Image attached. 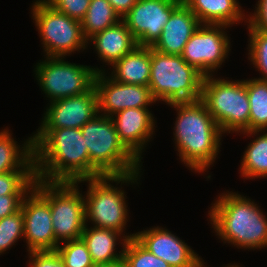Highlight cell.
Segmentation results:
<instances>
[{
    "instance_id": "13",
    "label": "cell",
    "mask_w": 267,
    "mask_h": 267,
    "mask_svg": "<svg viewBox=\"0 0 267 267\" xmlns=\"http://www.w3.org/2000/svg\"><path fill=\"white\" fill-rule=\"evenodd\" d=\"M94 87L98 96V114L107 117L128 108H148L157 102L148 86L120 83L105 72L96 73Z\"/></svg>"
},
{
    "instance_id": "5",
    "label": "cell",
    "mask_w": 267,
    "mask_h": 267,
    "mask_svg": "<svg viewBox=\"0 0 267 267\" xmlns=\"http://www.w3.org/2000/svg\"><path fill=\"white\" fill-rule=\"evenodd\" d=\"M203 79L204 75L181 55L164 54L151 47L148 87L156 101L170 104L200 100Z\"/></svg>"
},
{
    "instance_id": "22",
    "label": "cell",
    "mask_w": 267,
    "mask_h": 267,
    "mask_svg": "<svg viewBox=\"0 0 267 267\" xmlns=\"http://www.w3.org/2000/svg\"><path fill=\"white\" fill-rule=\"evenodd\" d=\"M109 75L114 81L149 86L151 75V47L137 46L113 65Z\"/></svg>"
},
{
    "instance_id": "28",
    "label": "cell",
    "mask_w": 267,
    "mask_h": 267,
    "mask_svg": "<svg viewBox=\"0 0 267 267\" xmlns=\"http://www.w3.org/2000/svg\"><path fill=\"white\" fill-rule=\"evenodd\" d=\"M249 31V53L248 60L252 62L253 67L260 71L262 77L257 79L267 82V32L247 28Z\"/></svg>"
},
{
    "instance_id": "26",
    "label": "cell",
    "mask_w": 267,
    "mask_h": 267,
    "mask_svg": "<svg viewBox=\"0 0 267 267\" xmlns=\"http://www.w3.org/2000/svg\"><path fill=\"white\" fill-rule=\"evenodd\" d=\"M250 103L249 131L267 130V82L245 80Z\"/></svg>"
},
{
    "instance_id": "35",
    "label": "cell",
    "mask_w": 267,
    "mask_h": 267,
    "mask_svg": "<svg viewBox=\"0 0 267 267\" xmlns=\"http://www.w3.org/2000/svg\"><path fill=\"white\" fill-rule=\"evenodd\" d=\"M26 194H9L0 196V219L16 213Z\"/></svg>"
},
{
    "instance_id": "3",
    "label": "cell",
    "mask_w": 267,
    "mask_h": 267,
    "mask_svg": "<svg viewBox=\"0 0 267 267\" xmlns=\"http://www.w3.org/2000/svg\"><path fill=\"white\" fill-rule=\"evenodd\" d=\"M211 205L208 218L223 243L238 249L267 248V217L254 200L226 191Z\"/></svg>"
},
{
    "instance_id": "27",
    "label": "cell",
    "mask_w": 267,
    "mask_h": 267,
    "mask_svg": "<svg viewBox=\"0 0 267 267\" xmlns=\"http://www.w3.org/2000/svg\"><path fill=\"white\" fill-rule=\"evenodd\" d=\"M60 244L56 248V251L62 258L65 267L95 266L92 262L87 245L82 238L65 241Z\"/></svg>"
},
{
    "instance_id": "33",
    "label": "cell",
    "mask_w": 267,
    "mask_h": 267,
    "mask_svg": "<svg viewBox=\"0 0 267 267\" xmlns=\"http://www.w3.org/2000/svg\"><path fill=\"white\" fill-rule=\"evenodd\" d=\"M29 267H65L57 251H32L28 252Z\"/></svg>"
},
{
    "instance_id": "6",
    "label": "cell",
    "mask_w": 267,
    "mask_h": 267,
    "mask_svg": "<svg viewBox=\"0 0 267 267\" xmlns=\"http://www.w3.org/2000/svg\"><path fill=\"white\" fill-rule=\"evenodd\" d=\"M140 173H130L120 176H100L78 181L88 183L85 199L86 224L92 222L93 227L116 230L123 234L128 219L126 195L118 184H139ZM139 177V178H138ZM113 182L117 185H113ZM115 186V187H114ZM125 228V230H124Z\"/></svg>"
},
{
    "instance_id": "2",
    "label": "cell",
    "mask_w": 267,
    "mask_h": 267,
    "mask_svg": "<svg viewBox=\"0 0 267 267\" xmlns=\"http://www.w3.org/2000/svg\"><path fill=\"white\" fill-rule=\"evenodd\" d=\"M167 105L177 111L173 139L179 159L192 172H206L221 147L223 133L218 124L201 100Z\"/></svg>"
},
{
    "instance_id": "17",
    "label": "cell",
    "mask_w": 267,
    "mask_h": 267,
    "mask_svg": "<svg viewBox=\"0 0 267 267\" xmlns=\"http://www.w3.org/2000/svg\"><path fill=\"white\" fill-rule=\"evenodd\" d=\"M111 119L119 140L141 162L143 149L155 133L151 111L148 108H128L117 112Z\"/></svg>"
},
{
    "instance_id": "31",
    "label": "cell",
    "mask_w": 267,
    "mask_h": 267,
    "mask_svg": "<svg viewBox=\"0 0 267 267\" xmlns=\"http://www.w3.org/2000/svg\"><path fill=\"white\" fill-rule=\"evenodd\" d=\"M36 180L35 171H10L0 174V196L27 194Z\"/></svg>"
},
{
    "instance_id": "19",
    "label": "cell",
    "mask_w": 267,
    "mask_h": 267,
    "mask_svg": "<svg viewBox=\"0 0 267 267\" xmlns=\"http://www.w3.org/2000/svg\"><path fill=\"white\" fill-rule=\"evenodd\" d=\"M89 42L93 43L100 60L111 66L137 47L136 40L123 20L93 35L87 40V44Z\"/></svg>"
},
{
    "instance_id": "15",
    "label": "cell",
    "mask_w": 267,
    "mask_h": 267,
    "mask_svg": "<svg viewBox=\"0 0 267 267\" xmlns=\"http://www.w3.org/2000/svg\"><path fill=\"white\" fill-rule=\"evenodd\" d=\"M38 129L81 128L98 114L94 85L85 93L51 101Z\"/></svg>"
},
{
    "instance_id": "14",
    "label": "cell",
    "mask_w": 267,
    "mask_h": 267,
    "mask_svg": "<svg viewBox=\"0 0 267 267\" xmlns=\"http://www.w3.org/2000/svg\"><path fill=\"white\" fill-rule=\"evenodd\" d=\"M24 239L27 251H55L56 241L49 202L33 187L23 198Z\"/></svg>"
},
{
    "instance_id": "1",
    "label": "cell",
    "mask_w": 267,
    "mask_h": 267,
    "mask_svg": "<svg viewBox=\"0 0 267 267\" xmlns=\"http://www.w3.org/2000/svg\"><path fill=\"white\" fill-rule=\"evenodd\" d=\"M35 133L36 179L49 182L89 179V153L80 128L37 129Z\"/></svg>"
},
{
    "instance_id": "37",
    "label": "cell",
    "mask_w": 267,
    "mask_h": 267,
    "mask_svg": "<svg viewBox=\"0 0 267 267\" xmlns=\"http://www.w3.org/2000/svg\"><path fill=\"white\" fill-rule=\"evenodd\" d=\"M94 267H129V266L127 264V261L124 258H121L115 262L95 265Z\"/></svg>"
},
{
    "instance_id": "4",
    "label": "cell",
    "mask_w": 267,
    "mask_h": 267,
    "mask_svg": "<svg viewBox=\"0 0 267 267\" xmlns=\"http://www.w3.org/2000/svg\"><path fill=\"white\" fill-rule=\"evenodd\" d=\"M80 129L89 153V178L142 170V163L119 140L111 117L97 114Z\"/></svg>"
},
{
    "instance_id": "9",
    "label": "cell",
    "mask_w": 267,
    "mask_h": 267,
    "mask_svg": "<svg viewBox=\"0 0 267 267\" xmlns=\"http://www.w3.org/2000/svg\"><path fill=\"white\" fill-rule=\"evenodd\" d=\"M31 14L45 57H66L88 46L81 22L57 11L45 0H36Z\"/></svg>"
},
{
    "instance_id": "7",
    "label": "cell",
    "mask_w": 267,
    "mask_h": 267,
    "mask_svg": "<svg viewBox=\"0 0 267 267\" xmlns=\"http://www.w3.org/2000/svg\"><path fill=\"white\" fill-rule=\"evenodd\" d=\"M200 100L223 135L249 131L250 103L245 80L204 76Z\"/></svg>"
},
{
    "instance_id": "11",
    "label": "cell",
    "mask_w": 267,
    "mask_h": 267,
    "mask_svg": "<svg viewBox=\"0 0 267 267\" xmlns=\"http://www.w3.org/2000/svg\"><path fill=\"white\" fill-rule=\"evenodd\" d=\"M223 24H201L186 43L182 58L204 76L214 75L231 51Z\"/></svg>"
},
{
    "instance_id": "18",
    "label": "cell",
    "mask_w": 267,
    "mask_h": 267,
    "mask_svg": "<svg viewBox=\"0 0 267 267\" xmlns=\"http://www.w3.org/2000/svg\"><path fill=\"white\" fill-rule=\"evenodd\" d=\"M200 25L195 14L182 2L172 12L152 48L164 54L181 55L186 43Z\"/></svg>"
},
{
    "instance_id": "10",
    "label": "cell",
    "mask_w": 267,
    "mask_h": 267,
    "mask_svg": "<svg viewBox=\"0 0 267 267\" xmlns=\"http://www.w3.org/2000/svg\"><path fill=\"white\" fill-rule=\"evenodd\" d=\"M34 68L39 86L49 98V102L77 96L87 92L94 85L96 73L100 69L64 61L65 57H45Z\"/></svg>"
},
{
    "instance_id": "30",
    "label": "cell",
    "mask_w": 267,
    "mask_h": 267,
    "mask_svg": "<svg viewBox=\"0 0 267 267\" xmlns=\"http://www.w3.org/2000/svg\"><path fill=\"white\" fill-rule=\"evenodd\" d=\"M24 237V215L21 208L0 219V255L9 250L19 238Z\"/></svg>"
},
{
    "instance_id": "20",
    "label": "cell",
    "mask_w": 267,
    "mask_h": 267,
    "mask_svg": "<svg viewBox=\"0 0 267 267\" xmlns=\"http://www.w3.org/2000/svg\"><path fill=\"white\" fill-rule=\"evenodd\" d=\"M121 235H123L121 237ZM121 238H120V237ZM81 238L87 245L92 262L94 265L112 263L123 258L124 246L128 239L135 238L134 234L125 235L116 230L106 228L88 227L87 224ZM121 239L122 250L117 253L116 245Z\"/></svg>"
},
{
    "instance_id": "23",
    "label": "cell",
    "mask_w": 267,
    "mask_h": 267,
    "mask_svg": "<svg viewBox=\"0 0 267 267\" xmlns=\"http://www.w3.org/2000/svg\"><path fill=\"white\" fill-rule=\"evenodd\" d=\"M17 143L8 128L0 131V174L10 171H35L33 136L22 146Z\"/></svg>"
},
{
    "instance_id": "24",
    "label": "cell",
    "mask_w": 267,
    "mask_h": 267,
    "mask_svg": "<svg viewBox=\"0 0 267 267\" xmlns=\"http://www.w3.org/2000/svg\"><path fill=\"white\" fill-rule=\"evenodd\" d=\"M263 132V135L258 133ZM266 130H253L243 131L240 134L250 136H256L252 142L247 146V149L243 153L241 160L240 173L242 178L255 179L267 177V133ZM258 135V136H257Z\"/></svg>"
},
{
    "instance_id": "25",
    "label": "cell",
    "mask_w": 267,
    "mask_h": 267,
    "mask_svg": "<svg viewBox=\"0 0 267 267\" xmlns=\"http://www.w3.org/2000/svg\"><path fill=\"white\" fill-rule=\"evenodd\" d=\"M122 20L108 0H91L85 17L81 21L84 38L111 27Z\"/></svg>"
},
{
    "instance_id": "29",
    "label": "cell",
    "mask_w": 267,
    "mask_h": 267,
    "mask_svg": "<svg viewBox=\"0 0 267 267\" xmlns=\"http://www.w3.org/2000/svg\"><path fill=\"white\" fill-rule=\"evenodd\" d=\"M123 254L129 267H171L163 259L150 253L135 238L128 239Z\"/></svg>"
},
{
    "instance_id": "34",
    "label": "cell",
    "mask_w": 267,
    "mask_h": 267,
    "mask_svg": "<svg viewBox=\"0 0 267 267\" xmlns=\"http://www.w3.org/2000/svg\"><path fill=\"white\" fill-rule=\"evenodd\" d=\"M254 13L247 15V27L267 32V0H258Z\"/></svg>"
},
{
    "instance_id": "8",
    "label": "cell",
    "mask_w": 267,
    "mask_h": 267,
    "mask_svg": "<svg viewBox=\"0 0 267 267\" xmlns=\"http://www.w3.org/2000/svg\"><path fill=\"white\" fill-rule=\"evenodd\" d=\"M33 187L49 202L56 241L81 238L86 226L85 199L77 182L36 179Z\"/></svg>"
},
{
    "instance_id": "38",
    "label": "cell",
    "mask_w": 267,
    "mask_h": 267,
    "mask_svg": "<svg viewBox=\"0 0 267 267\" xmlns=\"http://www.w3.org/2000/svg\"><path fill=\"white\" fill-rule=\"evenodd\" d=\"M205 263H204V261L200 264V266L199 267H207V266H205L204 265ZM226 267V266H225ZM227 267H242V266H239L238 264H232V265H230V264H227Z\"/></svg>"
},
{
    "instance_id": "12",
    "label": "cell",
    "mask_w": 267,
    "mask_h": 267,
    "mask_svg": "<svg viewBox=\"0 0 267 267\" xmlns=\"http://www.w3.org/2000/svg\"><path fill=\"white\" fill-rule=\"evenodd\" d=\"M182 0H138L122 18L137 46L152 47Z\"/></svg>"
},
{
    "instance_id": "16",
    "label": "cell",
    "mask_w": 267,
    "mask_h": 267,
    "mask_svg": "<svg viewBox=\"0 0 267 267\" xmlns=\"http://www.w3.org/2000/svg\"><path fill=\"white\" fill-rule=\"evenodd\" d=\"M135 239L171 267H199L204 261L187 243L163 227L136 232Z\"/></svg>"
},
{
    "instance_id": "36",
    "label": "cell",
    "mask_w": 267,
    "mask_h": 267,
    "mask_svg": "<svg viewBox=\"0 0 267 267\" xmlns=\"http://www.w3.org/2000/svg\"><path fill=\"white\" fill-rule=\"evenodd\" d=\"M114 11L122 19L138 0H108Z\"/></svg>"
},
{
    "instance_id": "21",
    "label": "cell",
    "mask_w": 267,
    "mask_h": 267,
    "mask_svg": "<svg viewBox=\"0 0 267 267\" xmlns=\"http://www.w3.org/2000/svg\"><path fill=\"white\" fill-rule=\"evenodd\" d=\"M201 24H234L247 22V15L238 0H182ZM243 10V11H242Z\"/></svg>"
},
{
    "instance_id": "32",
    "label": "cell",
    "mask_w": 267,
    "mask_h": 267,
    "mask_svg": "<svg viewBox=\"0 0 267 267\" xmlns=\"http://www.w3.org/2000/svg\"><path fill=\"white\" fill-rule=\"evenodd\" d=\"M57 11L72 19L82 21L86 15L91 0H45Z\"/></svg>"
}]
</instances>
